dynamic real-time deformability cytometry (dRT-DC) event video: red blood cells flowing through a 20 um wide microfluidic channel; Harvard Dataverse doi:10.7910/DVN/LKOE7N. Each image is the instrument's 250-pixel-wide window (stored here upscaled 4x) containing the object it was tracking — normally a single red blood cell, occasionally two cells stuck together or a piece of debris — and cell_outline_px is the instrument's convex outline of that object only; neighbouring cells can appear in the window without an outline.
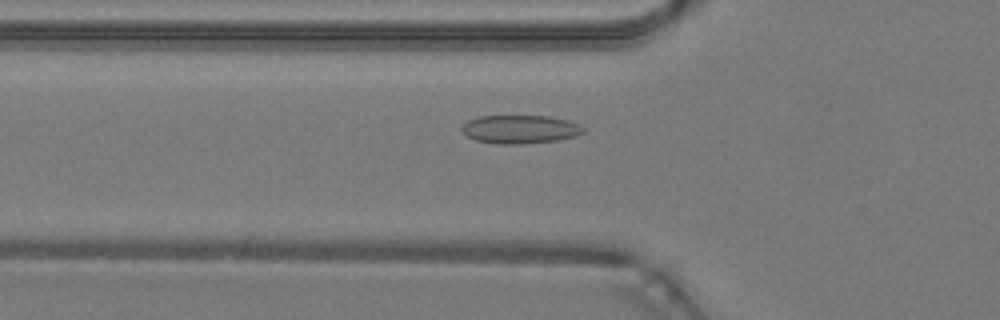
{"species": "common noctule bat (a hibernating species)", "species_latin": "Nyctalus noctula", "temperature_condition": "warm", "stored_images_in_passage": 48, "camera_frame_rate_fps": 3000, "um_per_image_px": 0.085, "animal": {"sex": "male", "body_mass_g": 19.2, "forearm_length_mm": 51.8}, "frame": {"image": 1, "passage_image": 17, "time_ms": 5.333, "image_size_px": [1000, 320], "cell_outline_px": [[584, 132], [576, 136], [556, 140], [520, 144], [496, 144], [476, 140], [468, 136], [460, 128], [468, 120], [480, 116], [548, 116], [568, 120], [580, 124], [584, 128]], "centroid_in_image_um": [44.22, 10.98], "position_along_channel_um": 81.6, "area_um2": 20.06}}
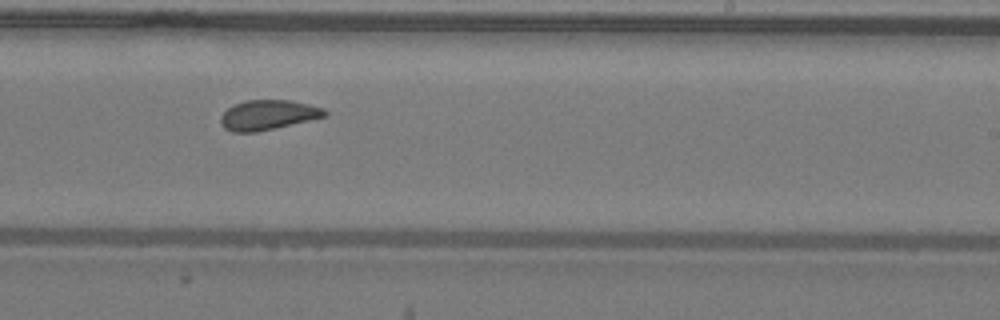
{"frame": {"image": 2, "passage_image": 30, "time_ms": 9.667, "image_size_px": [1000, 320], "cell_outline_px": [[328, 116], [256, 132], [232, 132], [224, 128], [220, 124], [220, 116], [228, 108], [236, 104], [248, 100], [292, 100], [324, 108], [328, 112]], "centroid_in_image_um": [22.79, 9.77], "position_along_channel_um": 266.2, "area_um2": 18.09}}
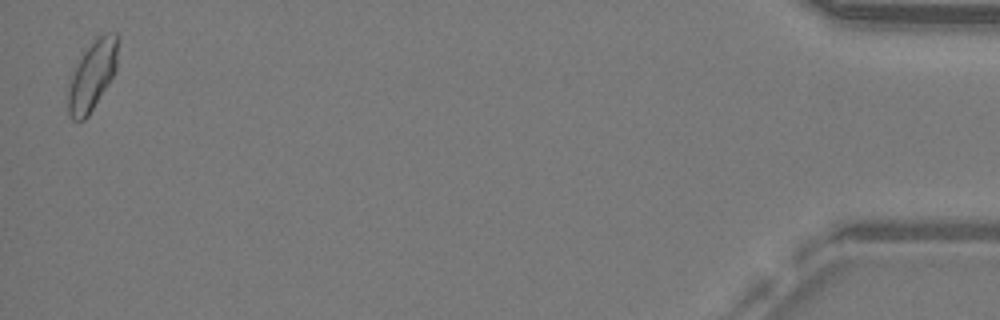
{"frame": {"image": 3, "passage_image": 48, "time_ms": 15.667, "image_size_px": [1000, 320], "cell_outline_px": [[120, 40], [116, 72], [88, 116], [84, 120], [72, 120], [68, 112], [68, 92], [72, 76], [84, 52], [104, 32], [116, 32], [120, 36]], "centroid_in_image_um": [7.91, 6.39], "position_along_channel_um": 427.3, "area_um2": 20.0}, "authors_computed_cell_mechanics": {"area_um2": 19.1029, "velocity_mm_per_s": 4.2417, "shape_relaxation_time_tau1_ms": null, "shape_relaxation_time_tau2_ms": 0.8575, "deformation_change_tau1": null, "deformation_change_tau2": 0.0569}}